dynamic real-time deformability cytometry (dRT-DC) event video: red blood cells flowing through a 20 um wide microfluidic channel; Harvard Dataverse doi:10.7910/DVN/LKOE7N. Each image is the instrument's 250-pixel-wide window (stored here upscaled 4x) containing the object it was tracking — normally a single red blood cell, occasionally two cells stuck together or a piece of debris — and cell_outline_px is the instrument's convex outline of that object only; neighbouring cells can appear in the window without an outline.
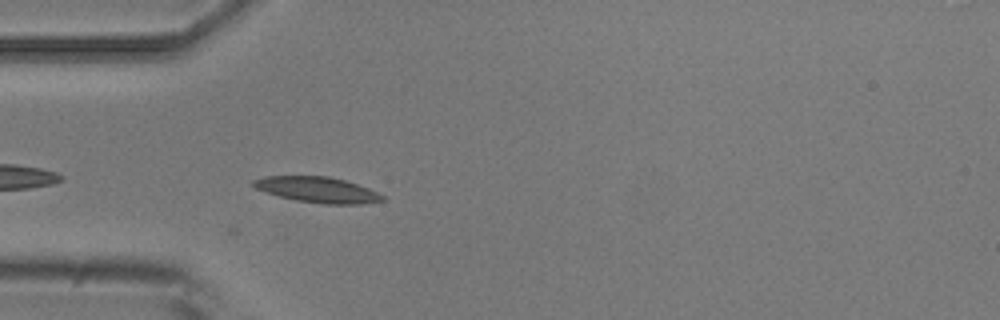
{"species": "common noctule bat (a hibernating species)", "species_latin": "Nyctalus noctula", "temperature_condition": "room temperature", "stored_images_in_passage": 4, "camera_frame_rate_fps": 3000, "um_per_image_px": 0.085, "animal": {"sex": "male", "body_mass_g": 20.5, "forearm_length_mm": 52.5}, "frame": {"image": 1, "passage_image": 4, "time_ms": 4.333, "image_size_px": [1000, 320], "cell_outline_px": [[384, 200], [360, 204], [320, 204], [296, 200], [280, 196], [256, 188], [252, 184], [252, 180], [264, 176], [328, 176], [344, 180], [368, 188], [384, 196]], "centroid_in_image_um": [26.98, 16.12], "position_along_channel_um": 58.0, "area_um2": 19.07}}